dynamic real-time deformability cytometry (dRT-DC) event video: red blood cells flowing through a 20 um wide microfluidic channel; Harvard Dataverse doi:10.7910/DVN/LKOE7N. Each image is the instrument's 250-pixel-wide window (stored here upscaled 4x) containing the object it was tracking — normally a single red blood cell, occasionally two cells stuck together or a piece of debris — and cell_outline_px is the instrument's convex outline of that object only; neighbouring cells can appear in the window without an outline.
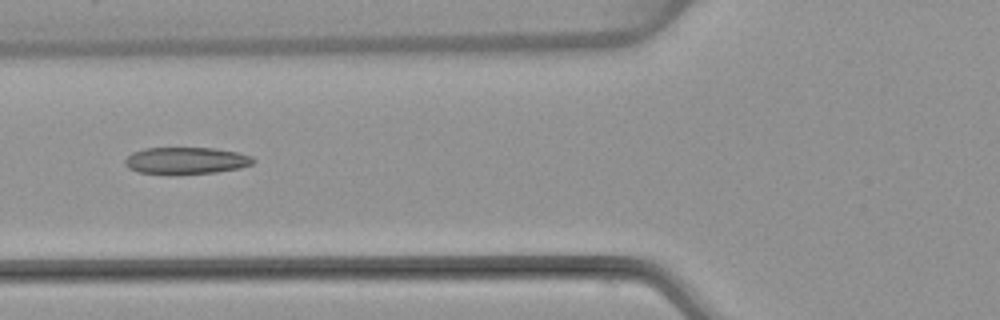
{"species": "common noctule bat (a hibernating species)", "species_latin": "Nyctalus noctula", "temperature_condition": "warm", "stored_images_in_passage": 6, "camera_frame_rate_fps": 3000, "um_per_image_px": 0.085, "animal": {"sex": "female", "body_mass_g": 22.7, "forearm_length_mm": 54.2}, "frame": {"image": 1, "passage_image": 6, "time_ms": 6.0, "image_size_px": [1000, 320], "cell_outline_px": [[256, 160], [252, 164], [240, 168], [216, 172], [176, 176], [172, 176], [136, 172], [128, 168], [124, 164], [124, 160], [132, 152], [144, 148], [212, 148], [236, 152], [252, 156]], "centroid_in_image_um": [15.76, 13.68], "position_along_channel_um": 110.0, "area_um2": 20.69}}